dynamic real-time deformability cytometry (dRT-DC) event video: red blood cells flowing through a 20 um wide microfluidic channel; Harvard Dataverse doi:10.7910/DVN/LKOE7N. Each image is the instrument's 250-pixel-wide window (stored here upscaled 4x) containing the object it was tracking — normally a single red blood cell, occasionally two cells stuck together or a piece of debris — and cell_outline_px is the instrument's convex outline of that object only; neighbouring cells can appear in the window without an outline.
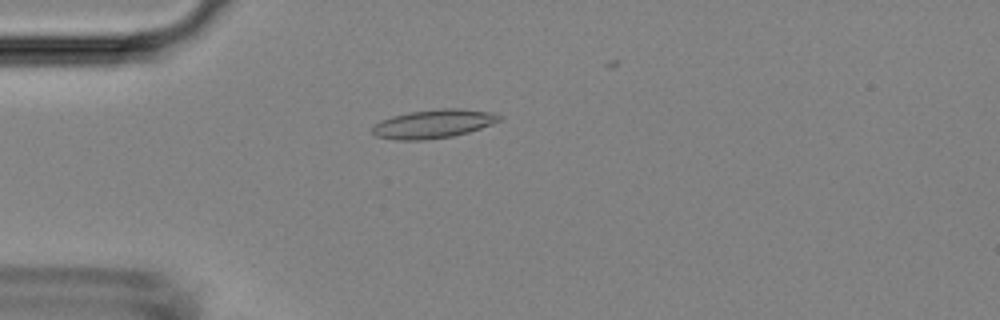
{"species": "Egyptian fruit bat (a non-hibernating species)", "species_latin": "Rousettus aegyptiacus", "temperature_condition": "room temperature", "stored_images_in_passage": 25, "camera_frame_rate_fps": 3000, "um_per_image_px": 0.085, "animal": {"sex": "female"}, "frame": {"image": 1, "passage_image": 14, "time_ms": 4.333, "image_size_px": [1000, 320], "cell_outline_px": [[504, 116], [500, 120], [492, 124], [468, 132], [452, 136], [424, 140], [396, 140], [376, 136], [372, 132], [372, 128], [380, 120], [392, 116], [408, 112], [444, 108], [460, 108], [492, 112]], "centroid_in_image_um": [36.85, 10.52], "position_along_channel_um": 48.1, "area_um2": 21.21}}
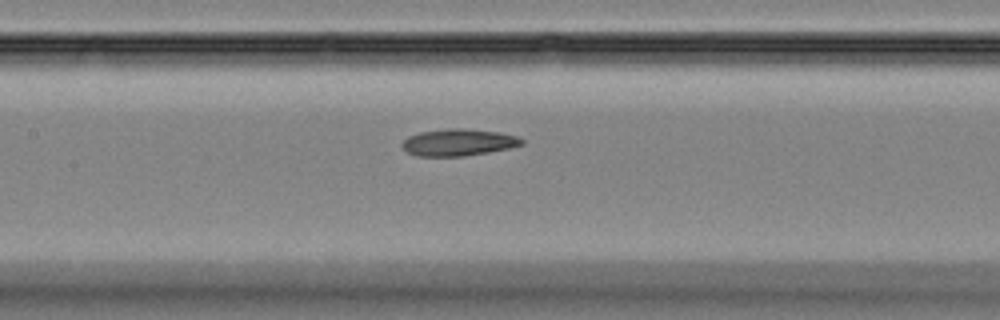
{"frame": {"image": 2, "passage_image": 24, "time_ms": 7.667, "image_size_px": [1000, 320], "cell_outline_px": [[524, 144], [508, 148], [488, 152], [464, 156], [416, 156], [408, 152], [400, 144], [408, 136], [420, 132], [448, 128], [464, 128], [496, 132], [516, 136], [524, 140]], "centroid_in_image_um": [38.94, 12.1], "position_along_channel_um": 168.5, "area_um2": 18.61}}